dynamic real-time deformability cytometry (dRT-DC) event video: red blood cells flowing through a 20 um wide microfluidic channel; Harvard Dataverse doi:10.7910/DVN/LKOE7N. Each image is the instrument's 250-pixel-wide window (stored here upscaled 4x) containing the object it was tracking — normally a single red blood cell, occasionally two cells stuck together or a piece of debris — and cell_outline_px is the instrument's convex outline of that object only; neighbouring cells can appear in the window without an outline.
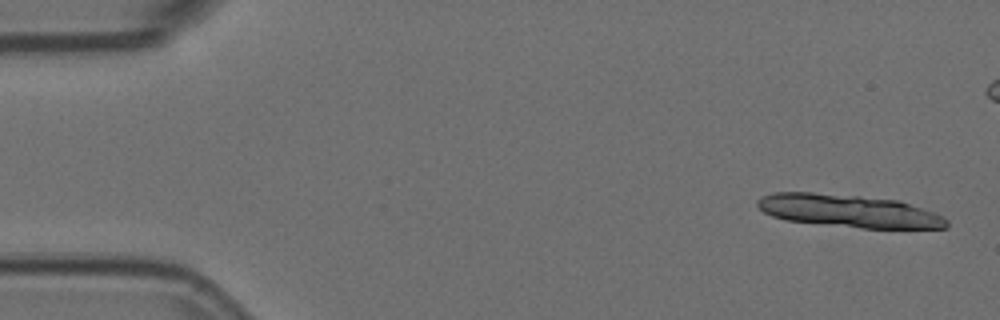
{"species": "Egyptian fruit bat (a non-hibernating species)", "species_latin": "Rousettus aegyptiacus", "temperature_condition": "room temperature", "stored_images_in_passage": 7, "camera_frame_rate_fps": 3000, "um_per_image_px": 0.085, "animal": {"sex": "female"}, "frame": {"image": 1, "passage_image": 1, "time_ms": 0.0, "image_size_px": [1000, 320], "cell_outline_px": [[948, 228], [860, 228], [784, 220], [772, 216], [764, 212], [756, 204], [756, 200], [760, 196], [772, 192], [812, 192], [860, 196], [900, 200], [944, 216], [948, 220]], "centroid_in_image_um": [72.12, 17.92], "position_along_channel_um": 12.9, "area_um2": 36.3}}
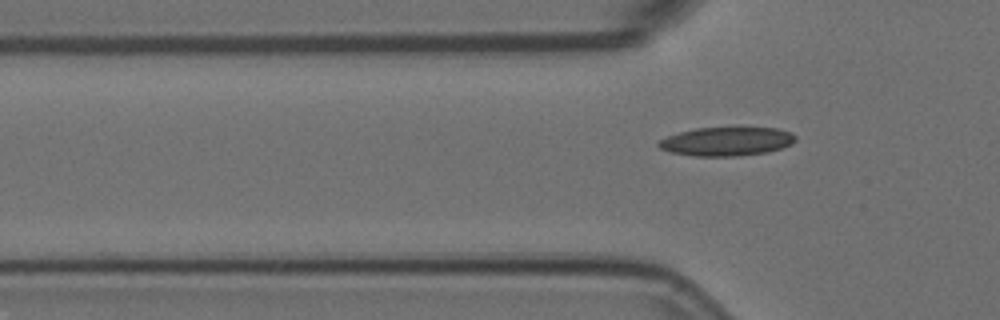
{"frame": {"image": 2, "passage_image": 6, "time_ms": 1.667, "image_size_px": [1000, 320], "cell_outline_px": [[796, 140], [792, 144], [768, 152], [736, 156], [696, 156], [672, 152], [660, 148], [656, 144], [660, 140], [668, 136], [680, 132], [696, 128], [780, 128], [792, 132], [796, 136]], "centroid_in_image_um": [61.8, 12.02], "position_along_channel_um": 64.0, "area_um2": 22.83}}
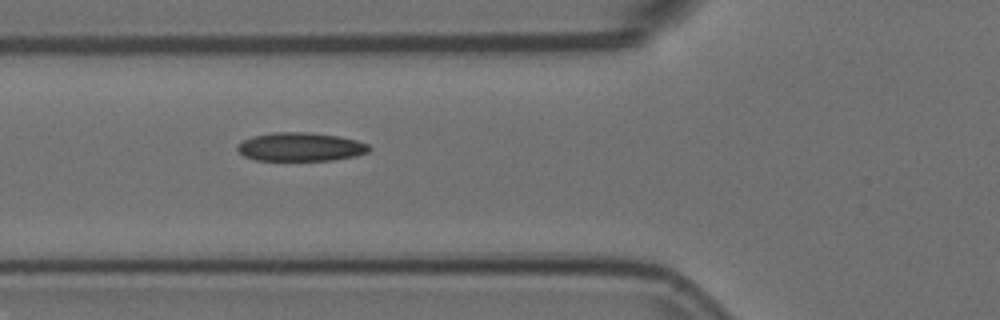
{"frame": {"image": 3, "passage_image": 7, "time_ms": 2.0, "image_size_px": [1000, 320], "cell_outline_px": [[372, 148], [368, 152], [356, 156], [332, 160], [256, 160], [244, 156], [236, 148], [236, 144], [252, 136], [272, 132], [308, 132], [340, 136], [356, 140], [368, 144]], "centroid_in_image_um": [25.55, 12.48], "position_along_channel_um": 100.3, "area_um2": 22.08}}